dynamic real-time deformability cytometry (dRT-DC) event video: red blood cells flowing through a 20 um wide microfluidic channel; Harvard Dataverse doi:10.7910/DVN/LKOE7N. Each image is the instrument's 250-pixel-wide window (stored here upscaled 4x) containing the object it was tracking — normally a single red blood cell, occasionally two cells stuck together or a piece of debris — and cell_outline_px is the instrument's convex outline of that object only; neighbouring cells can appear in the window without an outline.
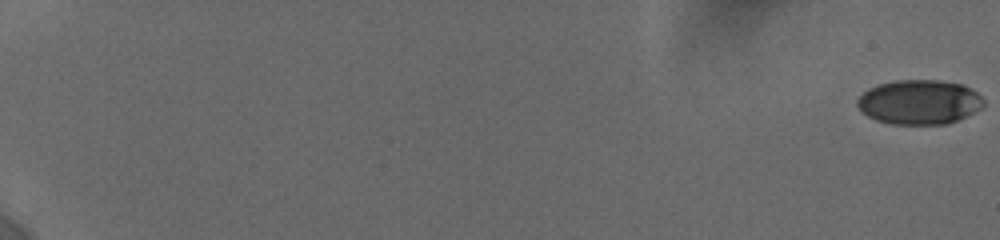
{"species": "human", "species_latin": "Homo sapiens", "temperature_condition": "cold", "stored_images_in_passage": 46, "camera_frame_rate_fps": 3000, "um_per_image_px": 0.085, "donor": {"sex": "female"}, "frame": {"image": 1, "passage_image": 1, "time_ms": 0.0, "image_size_px": [1000, 240], "cell_outline_px": [[984, 104], [980, 108], [948, 124], [892, 124], [876, 120], [860, 112], [856, 104], [856, 100], [868, 88], [880, 84], [896, 80], [936, 80], [964, 84], [976, 92], [984, 100]], "centroid_in_image_um": [78.1, 8.67], "position_along_channel_um": 6.9, "area_um2": 32.71}}
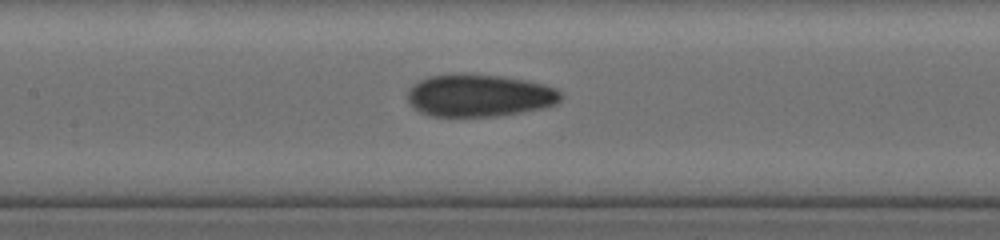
{"frame": {"image": 2, "passage_image": 27, "time_ms": 10.667, "image_size_px": [1000, 240], "cell_outline_px": [[560, 100], [556, 104], [544, 108], [496, 116], [432, 116], [420, 112], [408, 100], [408, 88], [412, 84], [428, 76], [460, 72], [500, 76], [524, 80], [544, 84], [556, 88], [560, 92]], "centroid_in_image_um": [40.72, 8.1], "position_along_channel_um": 166.7, "area_um2": 38.03}}
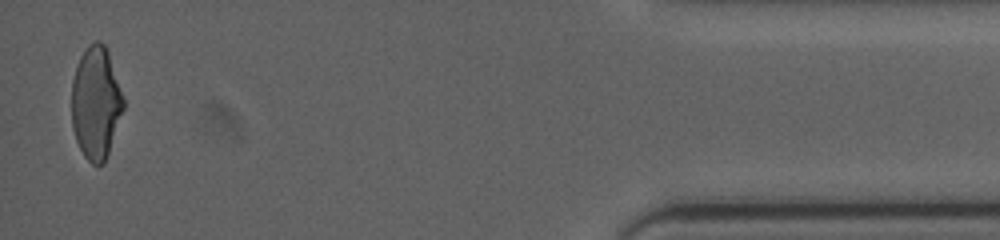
{"frame": {"image": 3, "passage_image": 46, "time_ms": 19.333, "image_size_px": [1000, 240], "cell_outline_px": [[124, 108], [104, 164], [92, 164], [84, 156], [76, 140], [72, 128], [72, 80], [76, 64], [80, 56], [88, 44], [96, 40], [100, 40], [104, 44], [108, 52], [124, 100]], "centroid_in_image_um": [8.13, 8.72], "position_along_channel_um": 427.1, "area_um2": 33.87}, "authors_computed_cell_mechanics": {"area_um2": 34.7378, "velocity_mm_per_s": 3.7104, "shape_relaxation_time_tau1_ms": 6.444, "shape_relaxation_time_tau2_ms": 1.9909, "deformation_change_tau1": 0.1566, "deformation_change_tau2": 0.0781}}